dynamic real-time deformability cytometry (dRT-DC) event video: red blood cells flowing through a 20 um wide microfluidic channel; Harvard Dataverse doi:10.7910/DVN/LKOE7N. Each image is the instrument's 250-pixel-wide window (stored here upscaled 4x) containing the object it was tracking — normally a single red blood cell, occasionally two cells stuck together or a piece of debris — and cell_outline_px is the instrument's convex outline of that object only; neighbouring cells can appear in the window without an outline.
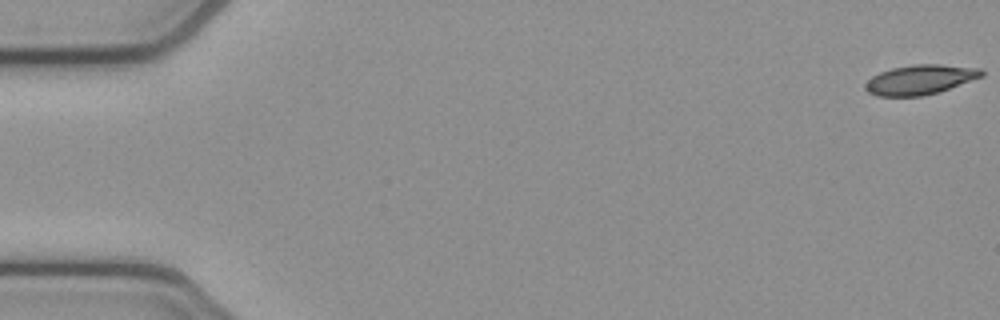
{"species": "common noctule bat (a hibernating species)", "species_latin": "Nyctalus noctula", "temperature_condition": "cold", "stored_images_in_passage": 5, "camera_frame_rate_fps": 3000, "um_per_image_px": 0.085, "animal": {"sex": "female", "body_mass_g": 21.9}, "frame": {"image": 1, "passage_image": 1, "time_ms": 0.0, "image_size_px": [1000, 320], "cell_outline_px": [[984, 76], [940, 92], [924, 96], [876, 96], [868, 92], [864, 88], [864, 84], [872, 76], [880, 72], [892, 68], [912, 64], [940, 64], [980, 68], [984, 72]], "centroid_in_image_um": [78.22, 6.77], "position_along_channel_um": 6.8, "area_um2": 20.35}}